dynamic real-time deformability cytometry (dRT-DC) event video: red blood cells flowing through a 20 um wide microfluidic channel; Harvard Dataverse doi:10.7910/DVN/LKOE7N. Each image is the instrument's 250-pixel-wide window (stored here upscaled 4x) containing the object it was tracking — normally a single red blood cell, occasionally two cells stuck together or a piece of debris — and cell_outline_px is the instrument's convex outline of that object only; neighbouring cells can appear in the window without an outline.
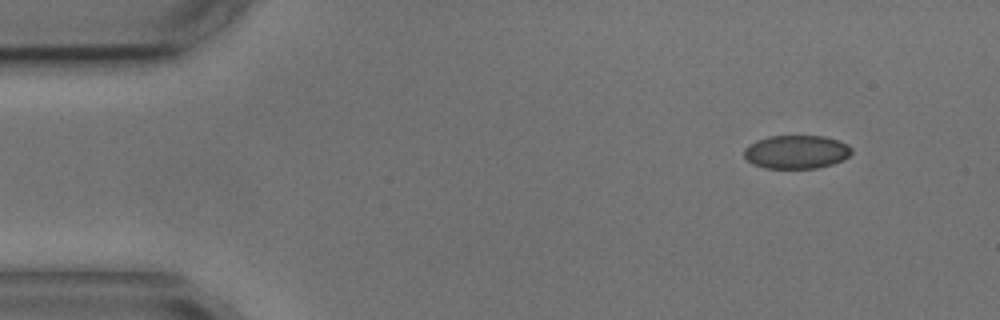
{"species": "common noctule bat (a hibernating species)", "species_latin": "Nyctalus noctula", "temperature_condition": "cold", "stored_images_in_passage": 5, "camera_frame_rate_fps": 3000, "um_per_image_px": 0.085, "animal": {"sex": "male", "body_mass_g": 17.9, "forearm_length_mm": 54.2}, "frame": {"image": 1, "passage_image": 1, "time_ms": 0.0, "image_size_px": [1000, 320], "cell_outline_px": [[852, 152], [844, 160], [832, 164], [816, 168], [764, 168], [752, 164], [744, 156], [744, 148], [748, 144], [756, 140], [768, 136], [824, 136], [840, 140], [848, 144], [852, 148]], "centroid_in_image_um": [67.69, 12.91], "position_along_channel_um": 17.3, "area_um2": 21.21}}